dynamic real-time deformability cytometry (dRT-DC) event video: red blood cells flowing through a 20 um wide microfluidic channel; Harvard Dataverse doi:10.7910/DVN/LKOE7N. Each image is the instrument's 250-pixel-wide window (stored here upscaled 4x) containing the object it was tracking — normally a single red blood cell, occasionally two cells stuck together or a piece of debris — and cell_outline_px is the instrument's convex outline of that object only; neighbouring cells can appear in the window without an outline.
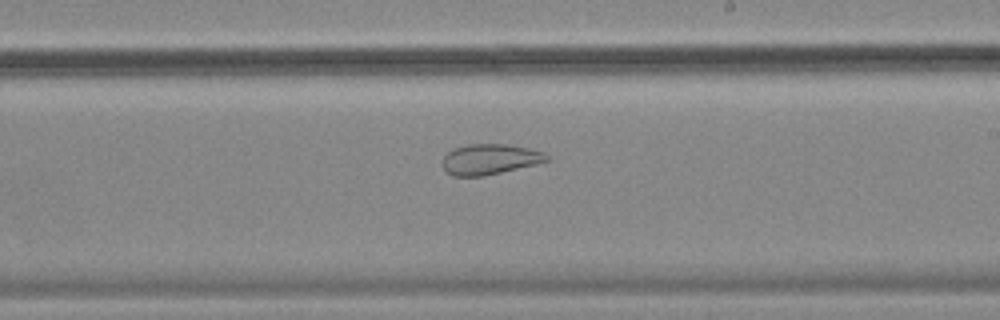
{"species": "common noctule bat (a hibernating species)", "species_latin": "Nyctalus noctula", "temperature_condition": "cold", "stored_images_in_passage": 57, "segment_of_instrument_passage": [2, 2], "camera_frame_rate_fps": 3000, "um_per_image_px": 0.085, "animal": {"sex": "female", "body_mass_g": 18.4}, "frame": {"image": 1, "passage_image": 33, "time_ms": 10.667, "image_size_px": [1000, 320], "cell_outline_px": [[552, 160], [536, 164], [484, 176], [452, 176], [444, 168], [444, 156], [448, 152], [456, 148], [468, 144], [508, 144], [528, 148], [544, 152]], "centroid_in_image_um": [41.68, 13.53], "position_along_channel_um": 247.3, "area_um2": 18.38}}
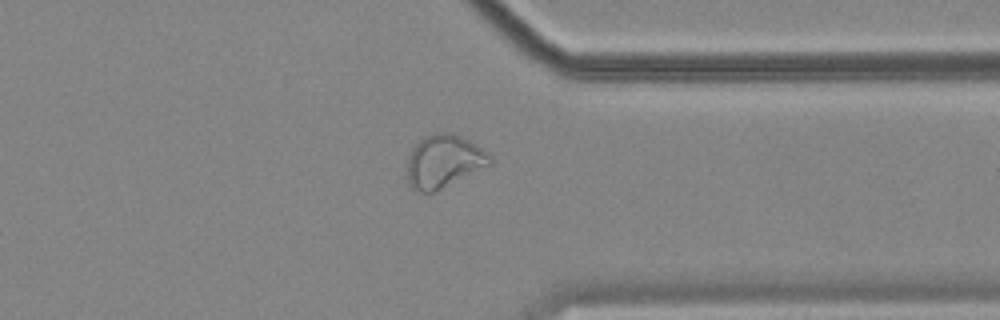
{"frame": {"image": 2, "passage_image": 44, "time_ms": 14.333, "image_size_px": [1000, 320], "cell_outline_px": [[492, 164], [436, 192], [416, 192], [408, 184], [408, 156], [412, 148], [424, 136], [436, 132], [452, 132], [476, 144], [488, 152], [492, 156]], "centroid_in_image_um": [37.73, 13.72], "position_along_channel_um": 373.7, "area_um2": 25.84}}
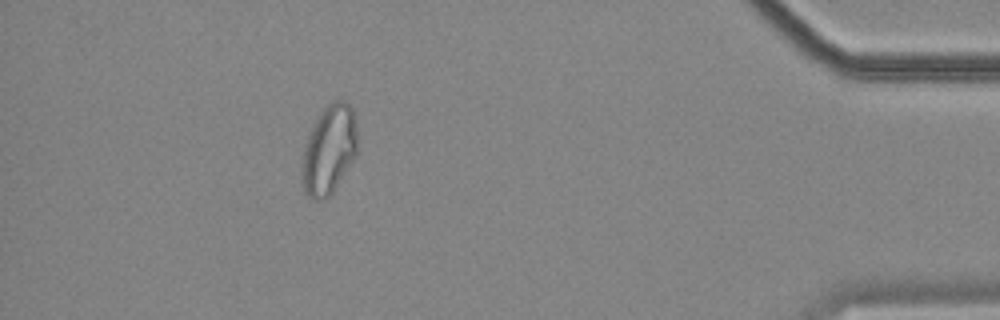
{"frame": {"image": 3, "passage_image": 51, "time_ms": 16.667, "image_size_px": [1000, 320], "cell_outline_px": [[356, 152], [332, 192], [324, 200], [312, 200], [304, 192], [300, 180], [300, 168], [304, 144], [308, 132], [312, 124], [320, 112], [332, 100], [344, 100], [352, 108], [356, 128]], "centroid_in_image_um": [27.88, 12.73], "position_along_channel_um": 407.3, "area_um2": 28.9}}